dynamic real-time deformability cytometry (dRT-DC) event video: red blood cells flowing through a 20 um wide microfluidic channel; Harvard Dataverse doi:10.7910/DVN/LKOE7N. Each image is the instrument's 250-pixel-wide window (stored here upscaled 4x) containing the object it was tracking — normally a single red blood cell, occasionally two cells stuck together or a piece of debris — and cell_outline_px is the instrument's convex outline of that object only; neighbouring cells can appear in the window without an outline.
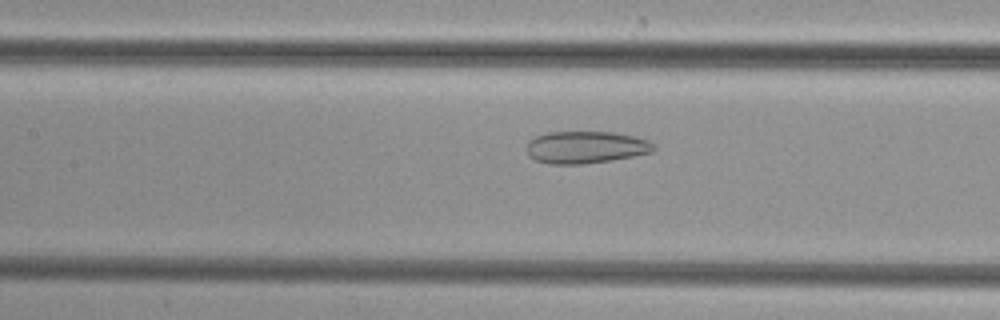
{"species": "common noctule bat (a hibernating species)", "species_latin": "Nyctalus noctula", "temperature_condition": "cold", "stored_images_in_passage": 31, "camera_frame_rate_fps": 3000, "um_per_image_px": 0.085, "animal": {"sex": "female", "body_mass_g": 29.2, "forearm_length_mm": 56.3}, "frame": {"image": 1, "passage_image": 12, "time_ms": 3.667, "image_size_px": [1000, 320], "cell_outline_px": [[656, 148], [652, 152], [612, 160], [584, 164], [548, 164], [536, 160], [528, 156], [528, 140], [536, 136], [548, 132], [612, 132], [636, 136], [648, 140]], "centroid_in_image_um": [49.78, 12.52], "position_along_channel_um": 157.6, "area_um2": 23.87}}
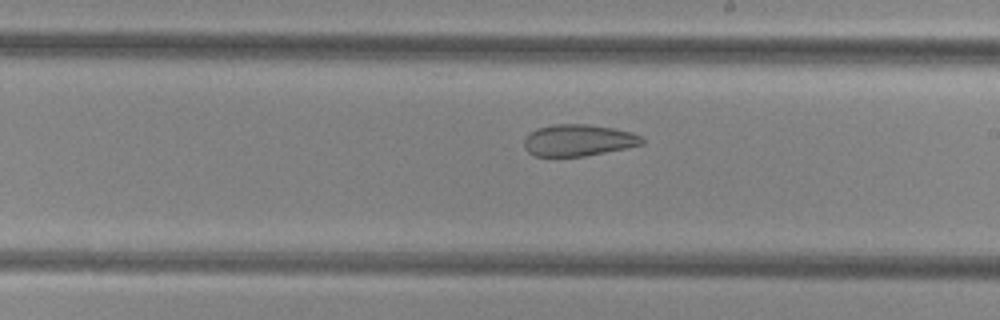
{"frame": {"image": 2, "passage_image": 18, "time_ms": 5.667, "image_size_px": [1000, 320], "cell_outline_px": [[644, 144], [628, 148], [584, 156], [536, 156], [528, 152], [524, 148], [524, 140], [528, 132], [536, 128], [552, 124], [588, 124], [612, 128], [632, 132], [640, 136], [644, 140]], "centroid_in_image_um": [49.14, 11.92], "position_along_channel_um": 239.9, "area_um2": 21.91}}
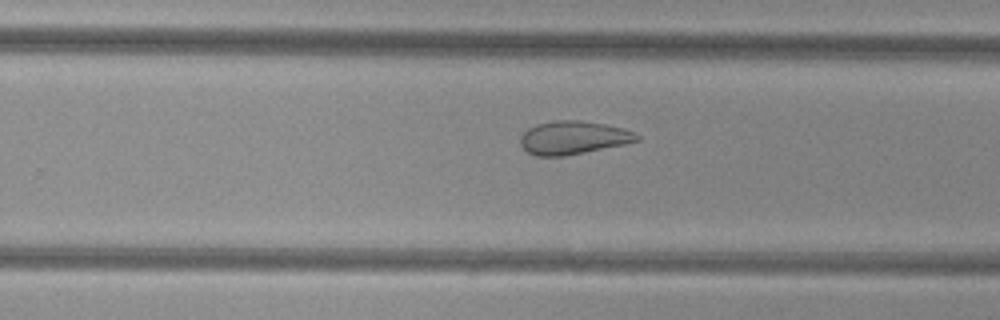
{"frame": {"image": 3, "passage_image": 21, "time_ms": 6.667, "image_size_px": [1000, 320], "cell_outline_px": [[640, 140], [624, 144], [564, 156], [536, 156], [528, 152], [520, 144], [520, 136], [528, 128], [536, 124], [556, 120], [580, 120], [604, 124], [624, 128], [636, 132], [640, 136]], "centroid_in_image_um": [48.73, 11.69], "position_along_channel_um": 281.1, "area_um2": 22.6}}